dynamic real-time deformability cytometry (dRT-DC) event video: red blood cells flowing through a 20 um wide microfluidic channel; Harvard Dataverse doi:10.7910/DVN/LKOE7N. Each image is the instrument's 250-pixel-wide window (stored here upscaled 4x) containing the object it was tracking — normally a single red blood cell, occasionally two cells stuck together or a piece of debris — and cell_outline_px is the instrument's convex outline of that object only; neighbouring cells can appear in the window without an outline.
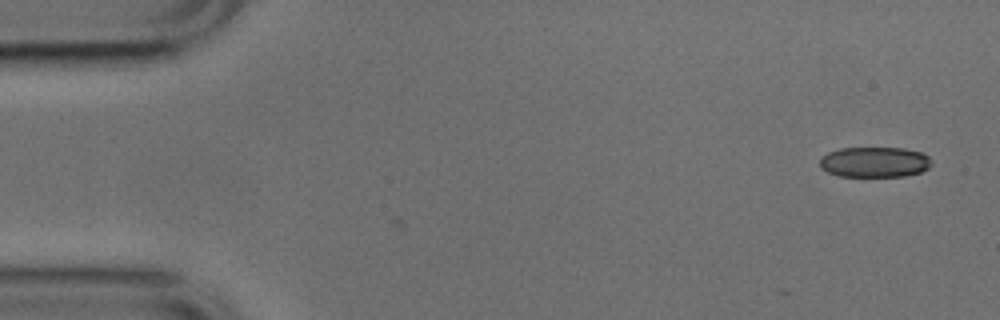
{"species": "common noctule bat (a hibernating species)", "species_latin": "Nyctalus noctula", "temperature_condition": "cold", "stored_images_in_passage": 3, "camera_frame_rate_fps": 3000, "um_per_image_px": 0.085, "animal": {"sex": "male", "body_mass_g": 17.9, "forearm_length_mm": 54.2}, "frame": {"image": 1, "passage_image": 3, "time_ms": 0.667, "image_size_px": [1000, 320], "cell_outline_px": [[932, 164], [928, 168], [920, 172], [904, 176], [840, 176], [828, 172], [820, 168], [820, 156], [828, 152], [840, 148], [904, 148], [924, 152], [928, 156]], "centroid_in_image_um": [74.34, 13.77], "position_along_channel_um": 10.7, "area_um2": 19.94}}